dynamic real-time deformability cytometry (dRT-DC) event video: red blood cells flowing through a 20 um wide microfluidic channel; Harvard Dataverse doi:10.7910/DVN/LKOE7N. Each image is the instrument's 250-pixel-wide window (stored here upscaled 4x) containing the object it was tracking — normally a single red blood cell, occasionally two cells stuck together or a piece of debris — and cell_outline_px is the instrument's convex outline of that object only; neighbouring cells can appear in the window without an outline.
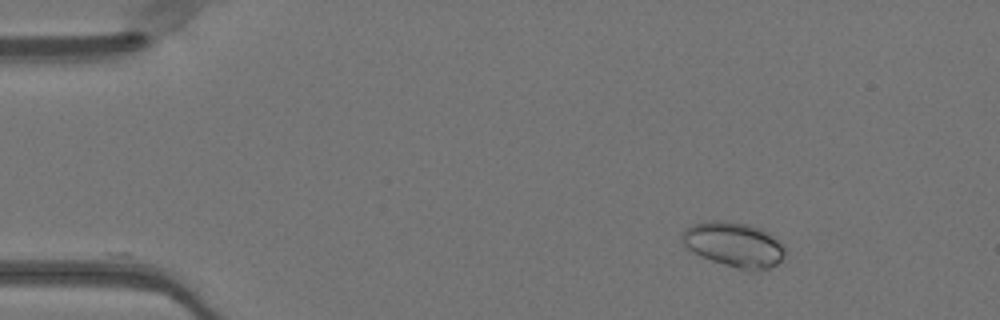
{"species": "Egyptian fruit bat (a non-hibernating species)", "species_latin": "Rousettus aegyptiacus", "temperature_condition": "warm", "stored_images_in_passage": 44, "camera_frame_rate_fps": 3000, "um_per_image_px": 0.085, "animal": {"sex": "female"}, "frame": {"image": 1, "passage_image": 1, "time_ms": 0.0, "image_size_px": [1000, 320], "cell_outline_px": [[784, 256], [776, 264], [768, 268], [752, 272], [736, 268], [700, 256], [692, 252], [680, 240], [680, 236], [684, 228], [692, 224], [712, 220], [724, 220], [748, 224], [760, 228], [768, 232], [784, 244]], "centroid_in_image_um": [62.37, 20.77], "position_along_channel_um": 22.6, "area_um2": 27.17}}
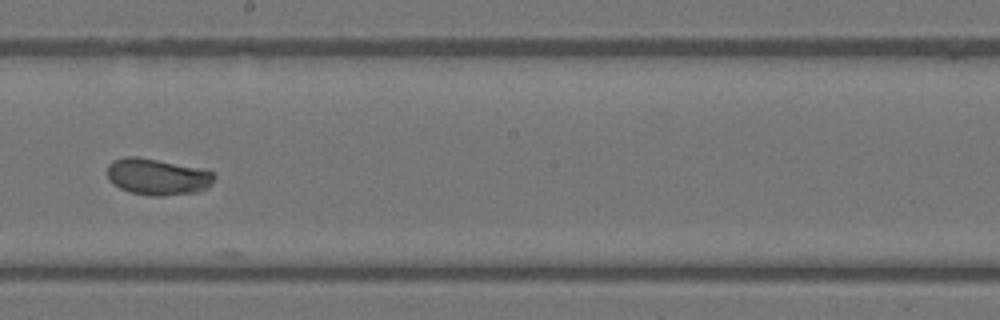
{"frame": {"image": 2, "passage_image": 23, "time_ms": 7.333, "image_size_px": [1000, 320], "cell_outline_px": [[216, 176], [212, 184], [208, 188], [196, 192], [164, 196], [152, 196], [128, 192], [120, 188], [108, 180], [108, 164], [112, 160], [124, 156], [136, 156], [204, 168], [216, 172]], "centroid_in_image_um": [13.42, 15.02], "position_along_channel_um": 234.8, "area_um2": 23.24}}
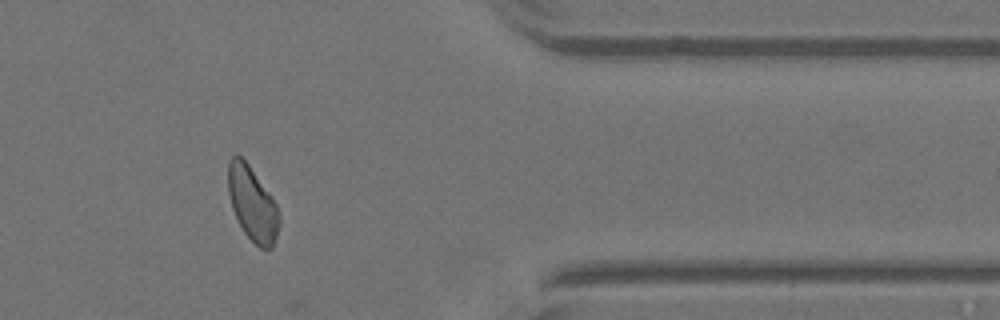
{"frame": {"image": 3, "passage_image": 36, "time_ms": 11.667, "image_size_px": [1000, 320], "cell_outline_px": [[280, 224], [272, 248], [260, 248], [244, 232], [232, 208], [228, 192], [228, 160], [236, 152], [248, 164], [272, 196], [276, 204], [280, 216]], "centroid_in_image_um": [21.45, 17.29], "position_along_channel_um": 389.9, "area_um2": 21.96}}